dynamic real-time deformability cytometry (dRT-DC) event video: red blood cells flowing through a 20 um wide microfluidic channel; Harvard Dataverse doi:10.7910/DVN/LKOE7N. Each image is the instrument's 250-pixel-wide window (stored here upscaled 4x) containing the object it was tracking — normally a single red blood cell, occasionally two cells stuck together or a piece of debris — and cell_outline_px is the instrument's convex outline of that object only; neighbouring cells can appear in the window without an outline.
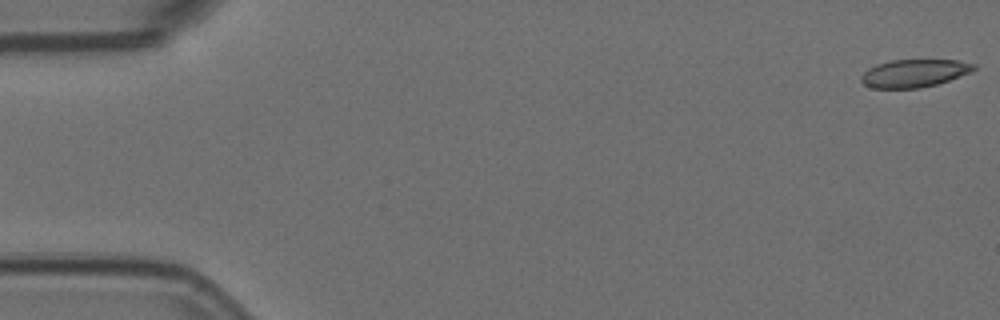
{"species": "Egyptian fruit bat (a non-hibernating species)", "species_latin": "Rousettus aegyptiacus", "temperature_condition": "room temperature", "stored_images_in_passage": 57, "camera_frame_rate_fps": 3000, "um_per_image_px": 0.085, "animal": {"sex": "female"}, "frame": {"image": 1, "passage_image": 1, "time_ms": 0.0, "image_size_px": [1000, 320], "cell_outline_px": [[976, 68], [972, 72], [936, 84], [920, 88], [872, 88], [864, 84], [860, 80], [860, 76], [868, 68], [876, 64], [892, 60], [956, 60], [976, 64]], "centroid_in_image_um": [77.7, 6.22], "position_along_channel_um": 7.3, "area_um2": 18.26}}
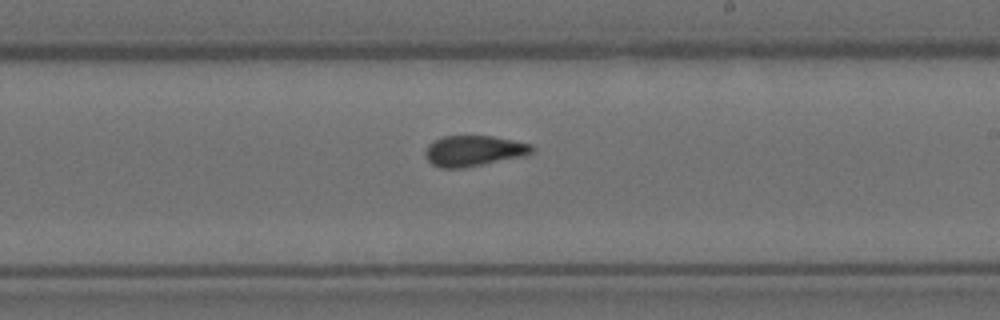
{"frame": {"image": 2, "passage_image": 33, "time_ms": 10.667, "image_size_px": [1000, 320], "cell_outline_px": [[536, 148], [532, 152], [524, 156], [460, 168], [440, 168], [432, 164], [428, 160], [424, 152], [428, 144], [432, 140], [444, 136], [492, 136], [532, 144]], "centroid_in_image_um": [40.25, 12.81], "position_along_channel_um": 248.7, "area_um2": 19.02}}
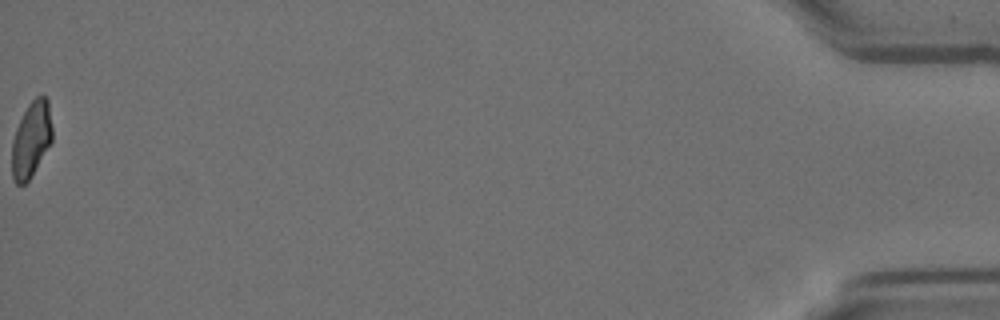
{"frame": {"image": 3, "passage_image": 57, "time_ms": 18.667, "image_size_px": [1000, 320], "cell_outline_px": [[52, 140], [32, 176], [24, 184], [16, 184], [12, 176], [12, 140], [16, 128], [28, 104], [36, 96], [44, 96], [48, 100], [52, 128]], "centroid_in_image_um": [2.65, 11.85], "position_along_channel_um": 432.5, "area_um2": 17.69}, "authors_computed_cell_mechanics": {"area_um2": 19.074, "velocity_mm_per_s": 3.6018, "shape_relaxation_time_tau1_ms": null, "shape_relaxation_time_tau2_ms": 1.13, "deformation_change_tau1": null, "deformation_change_tau2": 0.0746}}